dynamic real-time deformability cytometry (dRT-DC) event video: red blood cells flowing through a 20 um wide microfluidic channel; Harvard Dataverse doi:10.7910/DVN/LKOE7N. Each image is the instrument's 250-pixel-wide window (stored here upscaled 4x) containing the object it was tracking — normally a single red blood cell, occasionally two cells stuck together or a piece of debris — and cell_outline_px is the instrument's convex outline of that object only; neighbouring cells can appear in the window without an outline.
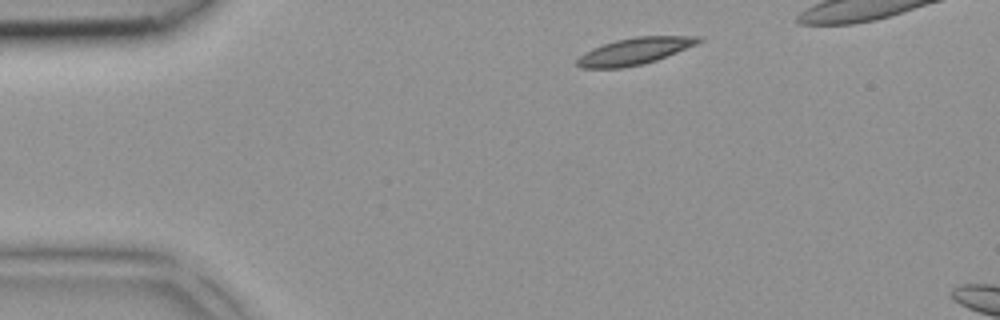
{"species": "common noctule bat (a hibernating species)", "species_latin": "Nyctalus noctula", "temperature_condition": "room temperature", "stored_images_in_passage": 2, "camera_frame_rate_fps": 3000, "um_per_image_px": 0.085, "animal": {"sex": "female", "body_mass_g": 18.4}, "frame": {"image": 1, "passage_image": 1, "time_ms": 0.0, "image_size_px": [1000, 320], "cell_outline_px": [[704, 40], [696, 44], [656, 60], [640, 64], [620, 68], [580, 68], [576, 64], [576, 60], [584, 52], [592, 48], [616, 40], [636, 36], [704, 36]], "centroid_in_image_um": [53.93, 4.34], "position_along_channel_um": 31.1, "area_um2": 18.79}}